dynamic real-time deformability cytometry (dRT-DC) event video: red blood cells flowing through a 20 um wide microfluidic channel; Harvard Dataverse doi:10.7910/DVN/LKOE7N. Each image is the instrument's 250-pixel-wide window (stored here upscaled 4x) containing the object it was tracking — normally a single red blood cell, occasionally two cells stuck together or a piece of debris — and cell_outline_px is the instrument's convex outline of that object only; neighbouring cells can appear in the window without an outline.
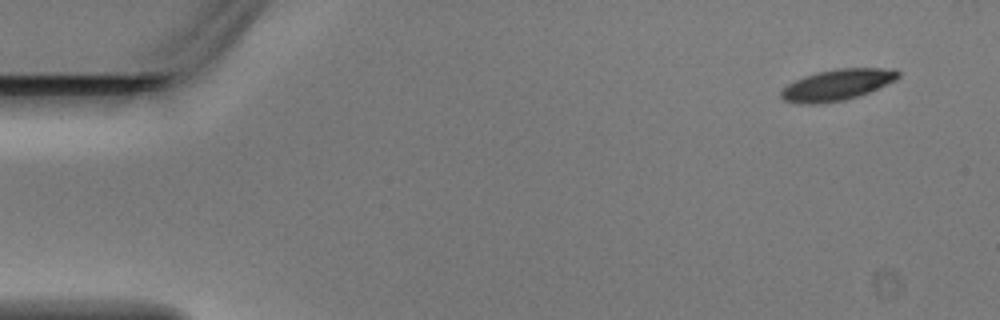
{"species": "Egyptian fruit bat (a non-hibernating species)", "species_latin": "Rousettus aegyptiacus", "temperature_condition": "warm", "stored_images_in_passage": 5, "segment_of_instrument_passage": [2, 2], "camera_frame_rate_fps": 3000, "um_per_image_px": 0.085, "animal": {"sex": "male"}, "frame": {"image": 1, "passage_image": 5, "time_ms": 1.333, "image_size_px": [1000, 320], "cell_outline_px": [[900, 76], [896, 80], [868, 92], [844, 100], [820, 104], [796, 104], [784, 100], [780, 96], [780, 92], [788, 84], [804, 76], [816, 72], [836, 68], [896, 68], [900, 72]], "centroid_in_image_um": [71.15, 7.2], "position_along_channel_um": 13.8, "area_um2": 21.33}}